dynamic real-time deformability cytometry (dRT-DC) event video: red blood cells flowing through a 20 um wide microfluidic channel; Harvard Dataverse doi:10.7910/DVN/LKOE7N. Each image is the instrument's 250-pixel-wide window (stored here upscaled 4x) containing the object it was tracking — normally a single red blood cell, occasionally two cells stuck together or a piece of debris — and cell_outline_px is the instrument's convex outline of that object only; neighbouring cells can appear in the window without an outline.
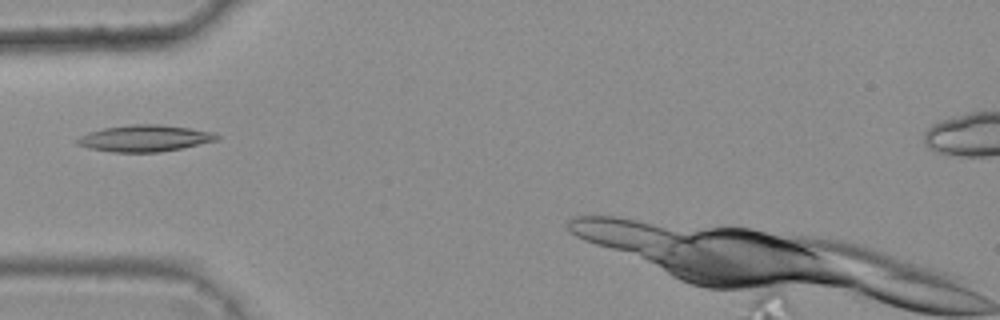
{"species": "common noctule bat (a hibernating species)", "species_latin": "Nyctalus noctula", "temperature_condition": "warm", "stored_images_in_passage": 6, "camera_frame_rate_fps": 3000, "um_per_image_px": 0.085, "animal": {"sex": "female", "body_mass_g": 25.1}, "frame": {"image": 1, "passage_image": 5, "time_ms": 1.333, "image_size_px": [1000, 320], "cell_outline_px": [[220, 140], [160, 152], [112, 152], [92, 148], [76, 144], [76, 140], [80, 136], [88, 132], [104, 128], [128, 124], [156, 124], [188, 128], [212, 132], [220, 136]], "centroid_in_image_um": [12.3, 11.75], "position_along_channel_um": 72.7, "area_um2": 21.44}}
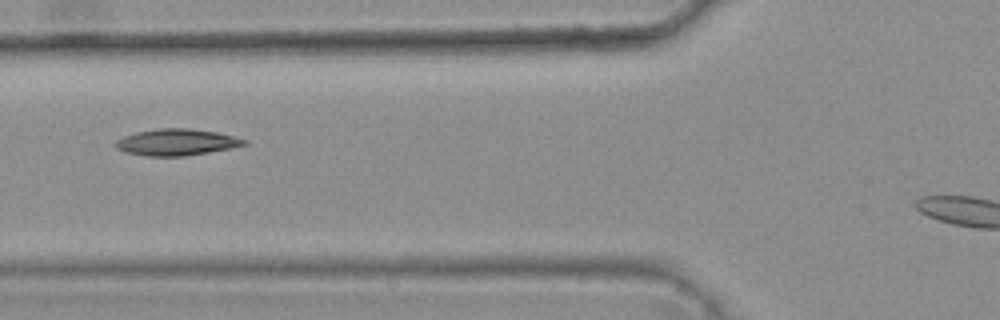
{"frame": {"image": 2, "passage_image": 6, "time_ms": 1.667, "image_size_px": [1000, 320], "cell_outline_px": [[248, 144], [208, 152], [184, 156], [148, 156], [124, 152], [116, 148], [112, 144], [116, 140], [124, 136], [136, 132], [156, 128], [188, 128], [216, 132], [248, 140]], "centroid_in_image_um": [14.95, 12.08], "position_along_channel_um": 110.9, "area_um2": 19.83}}